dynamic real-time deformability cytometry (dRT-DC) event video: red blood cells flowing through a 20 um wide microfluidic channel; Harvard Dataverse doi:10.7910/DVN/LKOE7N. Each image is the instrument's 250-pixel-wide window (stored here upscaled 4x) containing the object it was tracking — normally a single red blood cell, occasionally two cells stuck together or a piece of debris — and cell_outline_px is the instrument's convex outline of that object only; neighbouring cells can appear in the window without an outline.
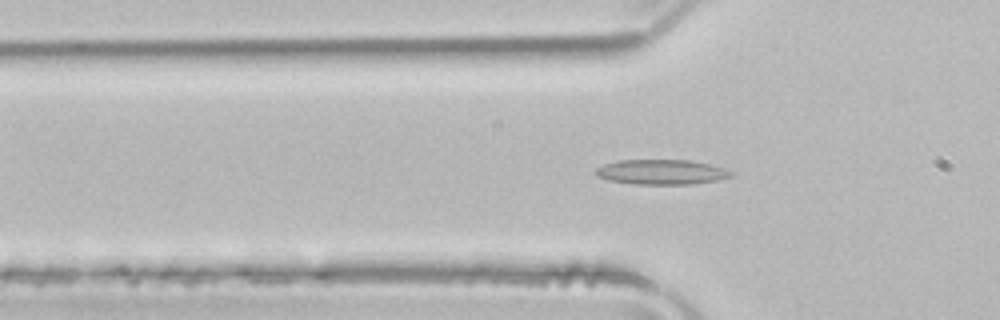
{"species": "common noctule bat (a hibernating species)", "species_latin": "Nyctalus noctula", "temperature_condition": "room temperature", "stored_images_in_passage": 38, "camera_frame_rate_fps": 3000, "um_per_image_px": 0.085, "animal": {"sex": "male", "body_mass_g": 21.5, "forearm_length_mm": 52.0}, "frame": {"image": 1, "passage_image": 3, "time_ms": 0.667, "image_size_px": [1000, 320], "cell_outline_px": [[732, 176], [716, 180], [692, 184], [632, 184], [608, 180], [596, 176], [592, 172], [596, 168], [604, 164], [616, 160], [692, 160], [724, 168], [732, 172]], "centroid_in_image_um": [56.15, 14.62], "position_along_channel_um": 69.6, "area_um2": 19.77}}
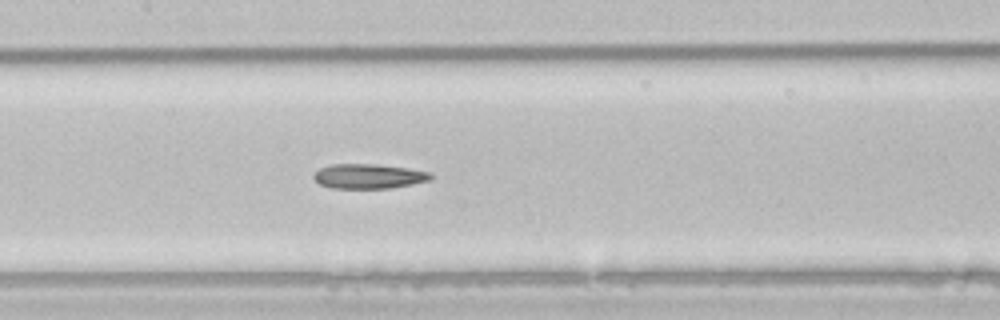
{"frame": {"image": 2, "passage_image": 11, "time_ms": 3.333, "image_size_px": [1000, 320], "cell_outline_px": [[432, 180], [392, 188], [332, 188], [320, 184], [312, 176], [320, 168], [332, 164], [372, 164], [408, 168], [432, 172]], "centroid_in_image_um": [31.37, 14.98], "position_along_channel_um": 176.0, "area_um2": 16.82}}
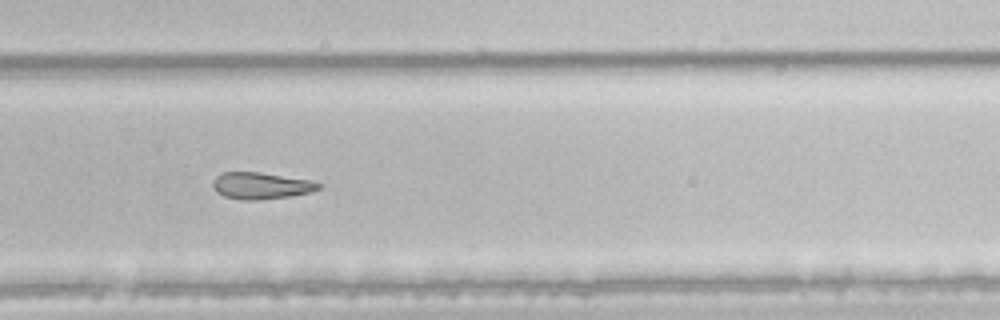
{"frame": {"image": 3, "passage_image": 21, "time_ms": 6.667, "image_size_px": [1000, 320], "cell_outline_px": [[324, 184], [320, 188], [312, 192], [288, 196], [260, 200], [240, 200], [224, 196], [216, 192], [212, 188], [212, 180], [216, 176], [224, 172], [260, 172], [312, 180]], "centroid_in_image_um": [22.19, 15.78], "position_along_channel_um": 307.6, "area_um2": 16.7}, "authors_computed_cell_mechanics": {"area_um2": 17.34, "velocity_mm_per_s": 3.9691, "shape_relaxation_time_tau1_ms": null, "shape_relaxation_time_tau2_ms": 6.3346, "deformation_change_tau1": null, "deformation_change_tau2": 0.1508}}